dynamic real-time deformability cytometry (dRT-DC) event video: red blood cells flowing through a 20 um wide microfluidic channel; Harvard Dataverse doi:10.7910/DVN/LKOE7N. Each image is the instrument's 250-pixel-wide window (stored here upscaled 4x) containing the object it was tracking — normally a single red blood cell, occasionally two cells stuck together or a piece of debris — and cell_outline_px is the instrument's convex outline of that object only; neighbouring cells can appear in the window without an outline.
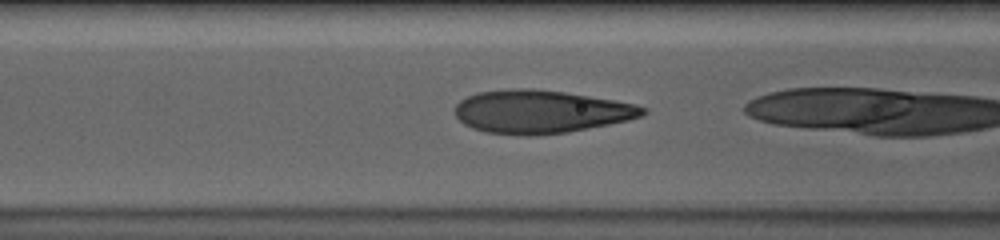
{"species": "human", "species_latin": "Homo sapiens", "temperature_condition": "cold", "stored_images_in_passage": 20, "camera_frame_rate_fps": 3000, "um_per_image_px": 0.085, "donor": {"sex": "male"}, "frame": {"image": 1, "passage_image": 19, "time_ms": 6.0, "image_size_px": [1000, 240], "cell_outline_px": [[648, 112], [644, 116], [628, 120], [568, 132], [532, 136], [524, 136], [484, 132], [472, 128], [464, 124], [452, 112], [456, 104], [460, 100], [468, 96], [480, 92], [512, 88], [532, 88], [564, 92], [636, 104], [648, 108]], "centroid_in_image_um": [45.94, 9.5], "position_along_channel_um": 120.7, "area_um2": 47.4}}